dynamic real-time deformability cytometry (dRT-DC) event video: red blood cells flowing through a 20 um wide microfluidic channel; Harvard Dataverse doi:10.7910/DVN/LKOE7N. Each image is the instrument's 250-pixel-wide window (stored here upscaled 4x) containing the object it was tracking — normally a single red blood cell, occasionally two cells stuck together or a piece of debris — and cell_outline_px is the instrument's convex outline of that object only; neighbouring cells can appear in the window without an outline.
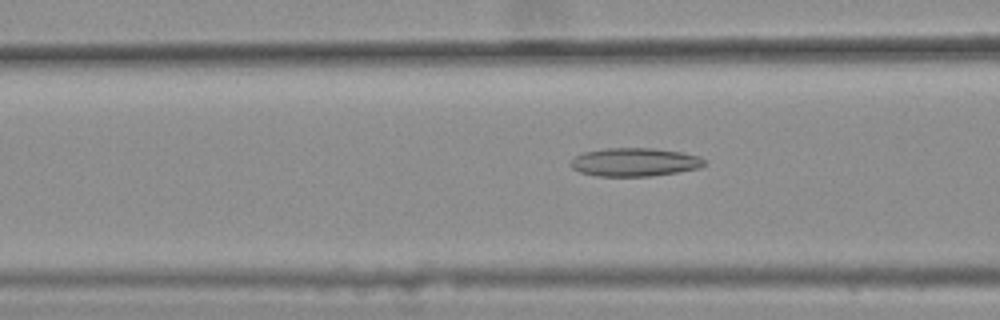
{"species": "common noctule bat (a hibernating species)", "species_latin": "Nyctalus noctula", "temperature_condition": "warm", "stored_images_in_passage": 49, "camera_frame_rate_fps": 3000, "um_per_image_px": 0.085, "animal": {"sex": "female", "body_mass_g": 25.1}, "frame": {"image": 1, "passage_image": 22, "time_ms": 7.0, "image_size_px": [1000, 320], "cell_outline_px": [[708, 164], [700, 168], [652, 176], [596, 176], [580, 172], [572, 168], [568, 164], [576, 156], [584, 152], [608, 148], [652, 148], [680, 152], [700, 156]], "centroid_in_image_um": [53.95, 13.78], "position_along_channel_um": 112.6, "area_um2": 22.14}}
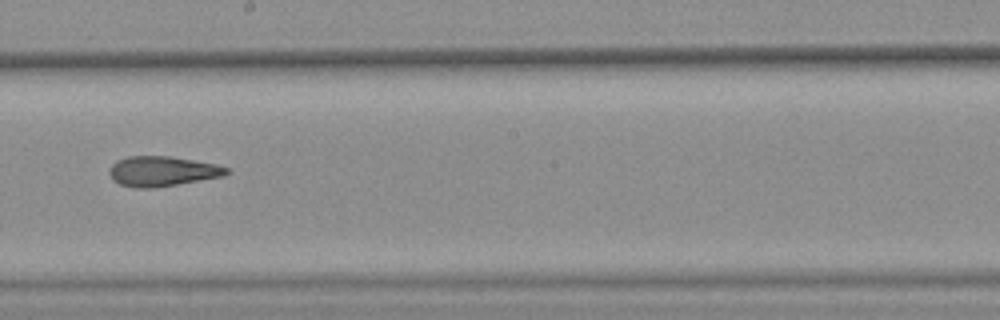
{"frame": {"image": 2, "passage_image": 32, "time_ms": 10.333, "image_size_px": [1000, 320], "cell_outline_px": [[228, 172], [224, 176], [152, 188], [136, 188], [120, 184], [112, 180], [108, 172], [112, 164], [116, 160], [128, 156], [168, 156], [216, 164], [228, 168]], "centroid_in_image_um": [13.74, 14.55], "position_along_channel_um": 234.5, "area_um2": 20.35}}
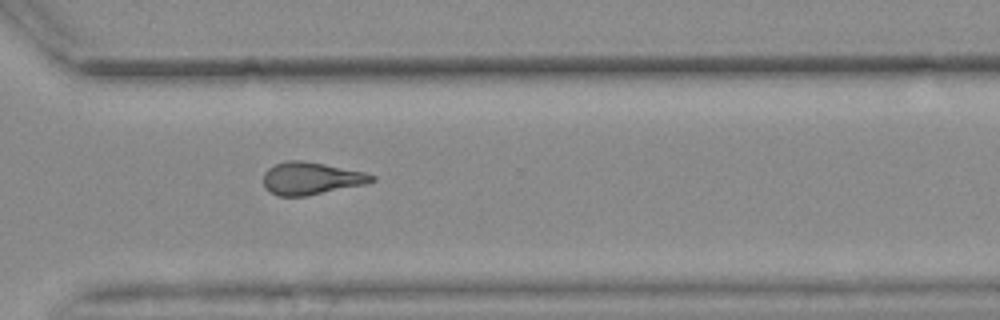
{"frame": {"image": 3, "passage_image": 41, "time_ms": 13.333, "image_size_px": [1000, 320], "cell_outline_px": [[376, 180], [364, 184], [308, 196], [280, 196], [268, 192], [264, 188], [264, 172], [268, 168], [276, 164], [288, 160], [300, 160], [324, 164], [364, 172], [376, 176]], "centroid_in_image_um": [26.42, 15.17], "position_along_channel_um": 344.2, "area_um2": 20.46}, "authors_computed_cell_mechanics": {"area_um2": 21.0392, "velocity_mm_per_s": 3.6524, "shape_relaxation_time_tau1_ms": null, "shape_relaxation_time_tau2_ms": 5.0695, "deformation_change_tau1": null, "deformation_change_tau2": 0.1632}}